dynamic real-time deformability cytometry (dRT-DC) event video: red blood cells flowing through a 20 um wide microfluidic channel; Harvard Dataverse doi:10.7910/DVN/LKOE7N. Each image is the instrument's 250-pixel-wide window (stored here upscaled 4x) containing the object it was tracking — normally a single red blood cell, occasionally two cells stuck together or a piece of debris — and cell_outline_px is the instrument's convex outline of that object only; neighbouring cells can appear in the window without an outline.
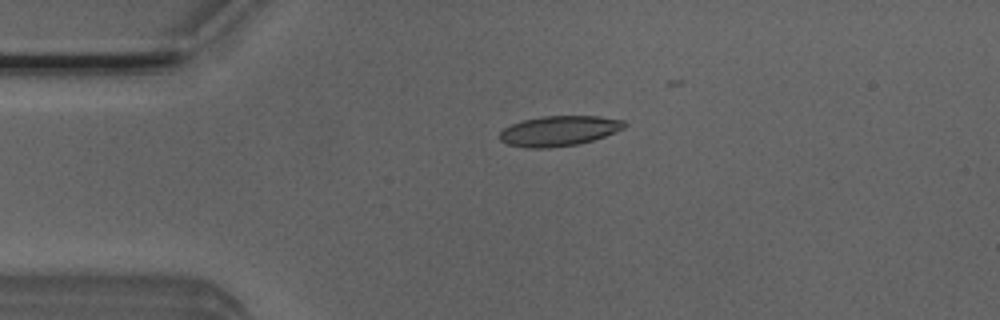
{"species": "Egyptian fruit bat (a non-hibernating species)", "species_latin": "Rousettus aegyptiacus", "temperature_condition": "room temperature", "stored_images_in_passage": 13, "camera_frame_rate_fps": 3000, "um_per_image_px": 0.085, "animal": {"sex": "male"}, "frame": {"image": 1, "passage_image": 1, "time_ms": 0.0, "image_size_px": [1000, 320], "cell_outline_px": [[628, 124], [624, 128], [604, 136], [580, 144], [548, 148], [528, 148], [508, 144], [500, 140], [500, 132], [504, 128], [512, 124], [524, 120], [544, 116], [600, 116], [624, 120]], "centroid_in_image_um": [47.54, 11.12], "position_along_channel_um": 37.5, "area_um2": 21.85}}